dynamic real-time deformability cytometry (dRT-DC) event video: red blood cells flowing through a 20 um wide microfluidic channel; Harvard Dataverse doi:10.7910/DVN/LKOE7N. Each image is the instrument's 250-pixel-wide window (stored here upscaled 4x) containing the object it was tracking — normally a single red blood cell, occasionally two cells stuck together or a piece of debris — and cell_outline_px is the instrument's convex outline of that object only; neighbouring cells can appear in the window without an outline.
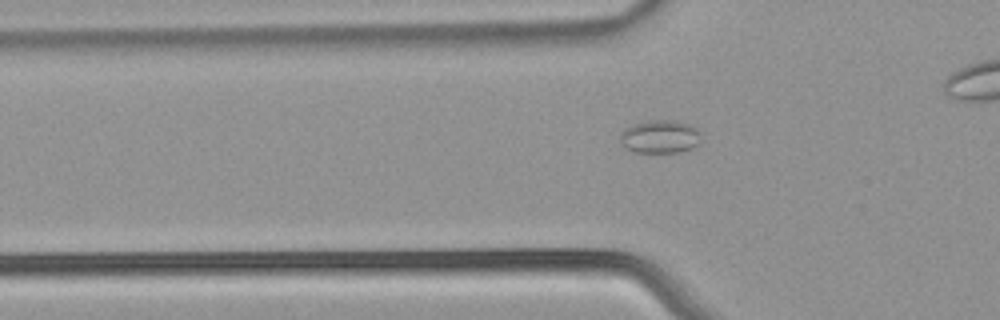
{"species": "common noctule bat (a hibernating species)", "species_latin": "Nyctalus noctula", "temperature_condition": "warm", "stored_images_in_passage": 28, "camera_frame_rate_fps": 3000, "um_per_image_px": 0.085, "animal": {"sex": "male", "body_mass_g": 21.5, "forearm_length_mm": 52.0}, "frame": {"image": 1, "passage_image": 2, "time_ms": 0.333, "image_size_px": [1000, 320], "cell_outline_px": [[700, 144], [692, 148], [680, 152], [632, 152], [624, 148], [620, 144], [620, 132], [624, 128], [632, 124], [648, 120], [676, 120], [688, 124], [696, 128], [700, 132]], "centroid_in_image_um": [56.07, 11.61], "position_along_channel_um": 69.7, "area_um2": 16.01}}
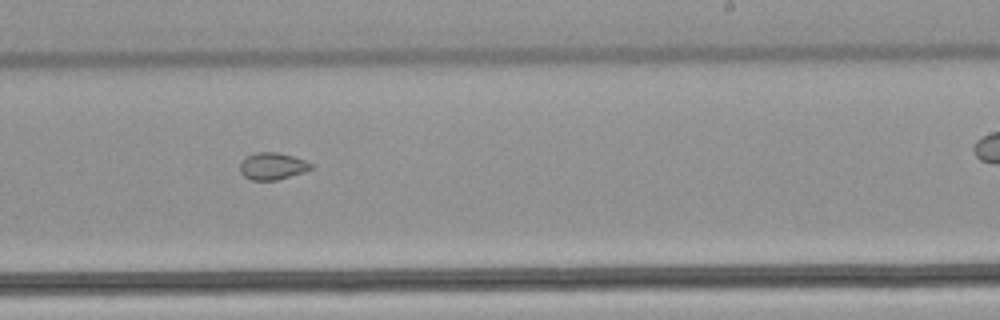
{"frame": {"image": 2, "passage_image": 17, "time_ms": 5.333, "image_size_px": [1000, 320], "cell_outline_px": [[312, 168], [304, 172], [276, 180], [252, 180], [244, 176], [240, 172], [240, 164], [244, 156], [256, 152], [276, 152], [292, 156], [304, 160], [312, 164]], "centroid_in_image_um": [23.12, 14.11], "position_along_channel_um": 265.9, "area_um2": 11.16}}
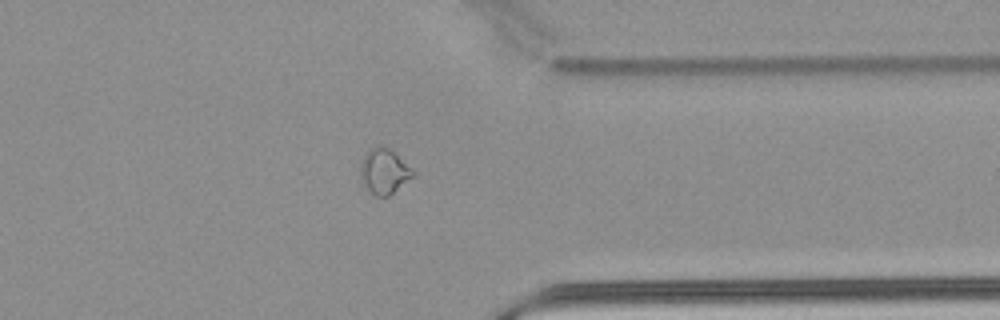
{"frame": {"image": 3, "passage_image": 26, "time_ms": 8.333, "image_size_px": [1000, 320], "cell_outline_px": [[416, 172], [412, 176], [388, 196], [376, 196], [368, 188], [360, 176], [360, 164], [368, 148], [376, 144], [384, 144], [412, 168]], "centroid_in_image_um": [32.63, 14.49], "position_along_channel_um": 378.8, "area_um2": 13.64}}